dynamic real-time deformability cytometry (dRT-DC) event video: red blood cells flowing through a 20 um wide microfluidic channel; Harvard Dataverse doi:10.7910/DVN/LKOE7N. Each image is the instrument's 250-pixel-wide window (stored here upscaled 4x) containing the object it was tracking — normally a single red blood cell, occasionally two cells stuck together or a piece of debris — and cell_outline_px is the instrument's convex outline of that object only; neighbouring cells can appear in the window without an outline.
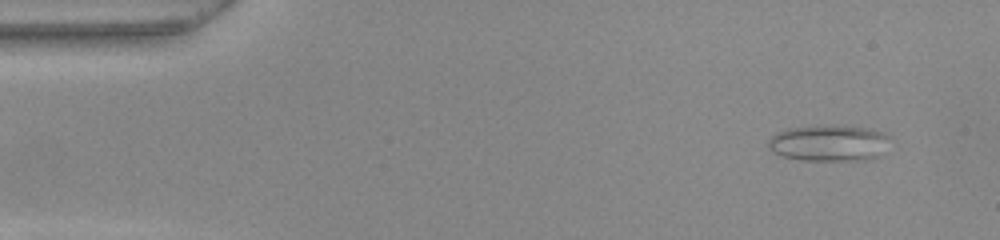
{"species": "common noctule bat (a hibernating species)", "species_latin": "Nyctalus noctula", "temperature_condition": "warm", "stored_images_in_passage": 48, "camera_frame_rate_fps": 3000, "um_per_image_px": 0.085, "animal": {"sex": "female", "body_mass_g": 22.0, "forearm_length_mm": 56.7}, "frame": {"image": 1, "passage_image": 1, "time_ms": 0.0, "image_size_px": [1000, 240], "cell_outline_px": [[888, 136], [880, 156], [864, 160], [800, 160], [784, 156], [768, 148], [768, 140], [776, 132], [788, 128], [872, 128]], "centroid_in_image_um": [70.42, 12.21], "position_along_channel_um": 14.6, "area_um2": 24.45}}
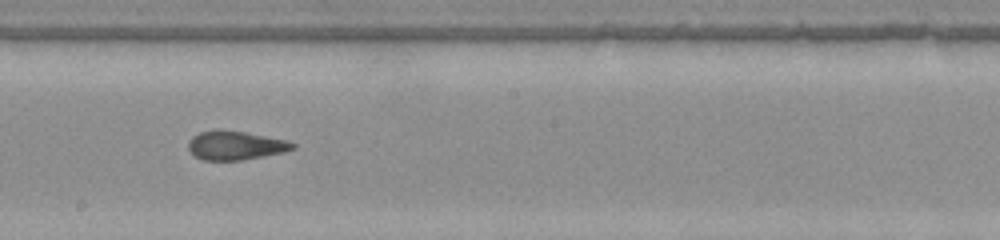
{"frame": {"image": 2, "passage_image": 25, "time_ms": 8.0, "image_size_px": [1000, 240], "cell_outline_px": [[296, 148], [284, 152], [264, 156], [240, 160], [200, 160], [188, 148], [188, 140], [192, 136], [200, 132], [244, 132], [284, 140], [296, 144]], "centroid_in_image_um": [20.02, 12.4], "position_along_channel_um": 228.2, "area_um2": 16.94}}
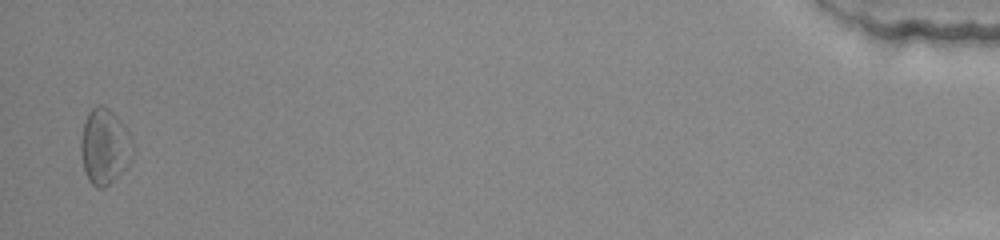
{"frame": {"image": 3, "passage_image": 47, "time_ms": 15.333, "image_size_px": [1000, 240], "cell_outline_px": [[132, 156], [128, 164], [104, 188], [96, 188], [88, 180], [84, 168], [80, 152], [80, 144], [84, 124], [88, 112], [96, 104], [104, 104], [112, 112], [128, 132], [132, 152]], "centroid_in_image_um": [8.84, 12.44], "position_along_channel_um": 426.4, "area_um2": 22.31}}